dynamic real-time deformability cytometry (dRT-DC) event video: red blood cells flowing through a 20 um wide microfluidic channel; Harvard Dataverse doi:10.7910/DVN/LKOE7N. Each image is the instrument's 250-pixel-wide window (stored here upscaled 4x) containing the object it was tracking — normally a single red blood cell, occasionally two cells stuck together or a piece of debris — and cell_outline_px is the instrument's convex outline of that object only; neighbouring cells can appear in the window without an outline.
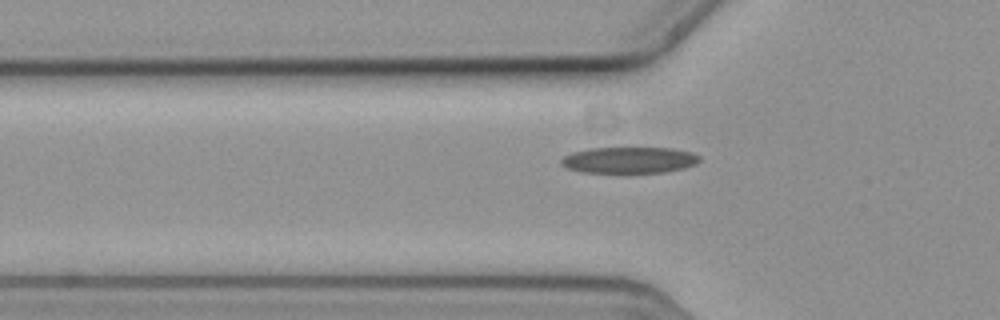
{"species": "common noctule bat (a hibernating species)", "species_latin": "Nyctalus noctula", "temperature_condition": "cold", "stored_images_in_passage": 3, "segment_of_instrument_passage": [2, 2], "camera_frame_rate_fps": 3000, "um_per_image_px": 0.085, "animal": {"sex": "female", "body_mass_g": 19.3, "forearm_length_mm": 54.1}, "frame": {"image": 1, "passage_image": 3, "time_ms": 0.667, "image_size_px": [1000, 320], "cell_outline_px": [[700, 160], [696, 164], [684, 168], [664, 172], [580, 172], [568, 168], [560, 164], [560, 160], [564, 156], [572, 152], [588, 148], [672, 148], [692, 152], [700, 156]], "centroid_in_image_um": [53.48, 13.6], "position_along_channel_um": 72.3, "area_um2": 21.15}}